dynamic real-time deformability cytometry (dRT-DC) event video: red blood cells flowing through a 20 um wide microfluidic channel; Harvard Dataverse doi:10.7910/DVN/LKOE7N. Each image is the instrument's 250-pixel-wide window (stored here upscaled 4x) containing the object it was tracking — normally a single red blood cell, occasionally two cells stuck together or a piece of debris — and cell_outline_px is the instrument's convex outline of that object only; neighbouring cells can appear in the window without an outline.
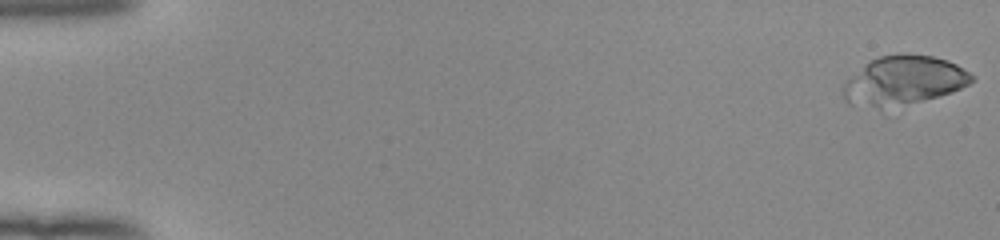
{"species": "human", "species_latin": "Homo sapiens", "temperature_condition": "room temperature", "stored_images_in_passage": 52, "camera_frame_rate_fps": 3000, "um_per_image_px": 0.085, "donor": {"sex": "female"}, "frame": {"image": 1, "passage_image": 1, "time_ms": 0.0, "image_size_px": [1000, 240], "cell_outline_px": [[976, 80], [952, 92], [888, 116], [884, 116], [848, 104], [844, 100], [844, 84], [848, 80], [872, 60], [880, 56], [896, 52], [932, 56], [948, 60], [956, 64], [976, 76]], "centroid_in_image_um": [76.79, 7.0], "position_along_channel_um": 8.2, "area_um2": 39.36}}
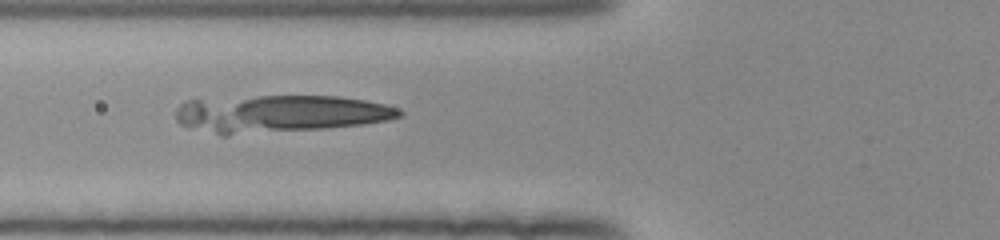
{"frame": {"image": 2, "passage_image": 21, "time_ms": 6.667, "image_size_px": [1000, 240], "cell_outline_px": [[404, 116], [388, 120], [364, 124], [324, 128], [228, 136], [220, 136], [180, 124], [176, 120], [176, 108], [184, 100], [260, 96], [340, 96], [364, 100], [384, 104], [396, 108], [404, 112]], "centroid_in_image_um": [23.76, 9.68], "position_along_channel_um": 102.0, "area_um2": 49.13}}
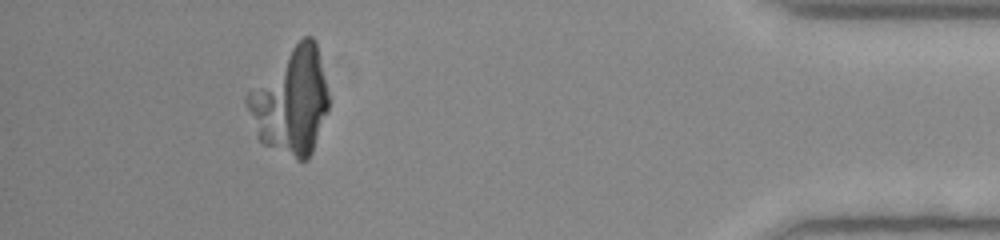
{"frame": {"image": 3, "passage_image": 48, "time_ms": 15.667, "image_size_px": [1000, 240], "cell_outline_px": [[328, 112], [312, 152], [308, 160], [296, 160], [264, 144], [256, 136], [244, 104], [244, 96], [304, 36], [312, 36], [316, 40], [328, 92]], "centroid_in_image_um": [24.73, 8.67], "position_along_channel_um": 410.5, "area_um2": 49.77}}